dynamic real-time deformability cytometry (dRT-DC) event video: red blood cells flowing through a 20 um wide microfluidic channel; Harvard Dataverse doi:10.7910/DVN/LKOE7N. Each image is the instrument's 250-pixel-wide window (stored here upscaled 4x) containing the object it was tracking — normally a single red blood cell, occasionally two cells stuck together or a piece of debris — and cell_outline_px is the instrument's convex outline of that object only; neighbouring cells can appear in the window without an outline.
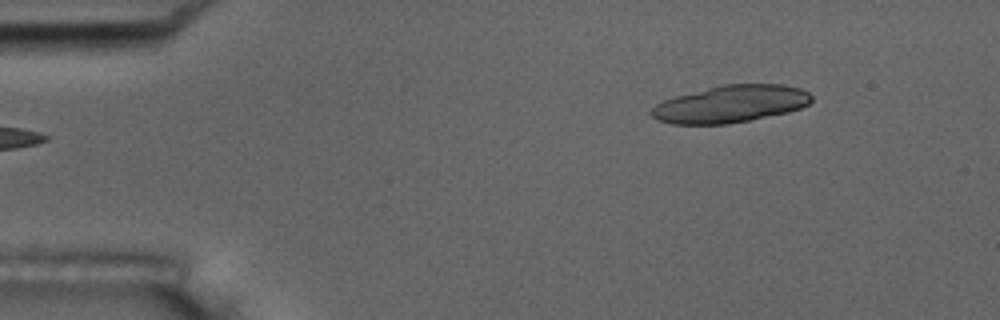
{"species": "common noctule bat (a hibernating species)", "species_latin": "Nyctalus noctula", "temperature_condition": "room temperature", "stored_images_in_passage": 13, "camera_frame_rate_fps": 3000, "um_per_image_px": 0.085, "animal": {"sex": "male", "body_mass_g": 17.5, "forearm_length_mm": 52.3}, "frame": {"image": 1, "passage_image": 1, "time_ms": 0.0, "image_size_px": [1000, 320], "cell_outline_px": [[812, 100], [808, 104], [800, 108], [788, 112], [728, 124], [672, 124], [660, 120], [652, 116], [648, 112], [656, 104], [664, 100], [676, 96], [724, 84], [780, 84], [800, 88], [808, 92], [812, 96]], "centroid_in_image_um": [62.1, 8.84], "position_along_channel_um": 22.9, "area_um2": 34.45}}